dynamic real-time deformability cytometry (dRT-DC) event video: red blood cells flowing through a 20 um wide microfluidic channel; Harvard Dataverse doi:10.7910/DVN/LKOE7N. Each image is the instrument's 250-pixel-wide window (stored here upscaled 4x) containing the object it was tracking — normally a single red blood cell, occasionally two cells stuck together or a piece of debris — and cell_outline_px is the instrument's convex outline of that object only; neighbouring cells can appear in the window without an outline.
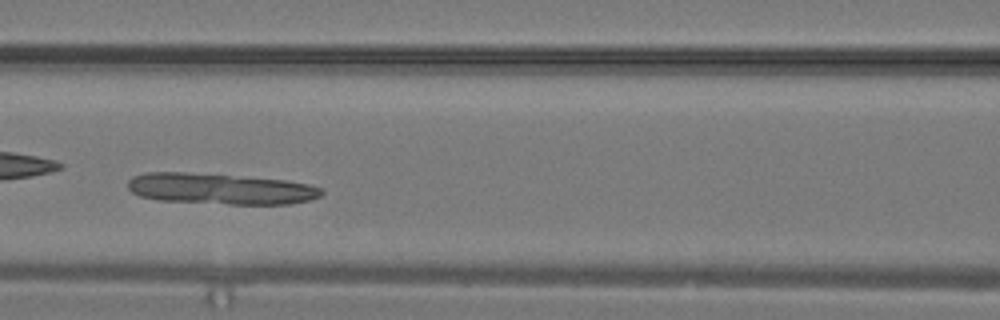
{"species": "common noctule bat (a hibernating species)", "species_latin": "Nyctalus noctula", "temperature_condition": "warm", "stored_images_in_passage": 14, "camera_frame_rate_fps": 3000, "um_per_image_px": 0.085, "animal": {"sex": "male", "body_mass_g": 19.2, "forearm_length_mm": 51.8}, "frame": {"image": 1, "passage_image": 7, "time_ms": 2.0, "image_size_px": [1000, 320], "cell_outline_px": [[324, 192], [320, 196], [308, 200], [288, 204], [228, 204], [160, 200], [140, 196], [132, 192], [128, 188], [128, 180], [132, 176], [144, 172], [184, 172], [284, 180], [308, 184], [324, 188]], "centroid_in_image_um": [18.71, 16.05], "position_along_channel_um": 147.9, "area_um2": 34.8}}